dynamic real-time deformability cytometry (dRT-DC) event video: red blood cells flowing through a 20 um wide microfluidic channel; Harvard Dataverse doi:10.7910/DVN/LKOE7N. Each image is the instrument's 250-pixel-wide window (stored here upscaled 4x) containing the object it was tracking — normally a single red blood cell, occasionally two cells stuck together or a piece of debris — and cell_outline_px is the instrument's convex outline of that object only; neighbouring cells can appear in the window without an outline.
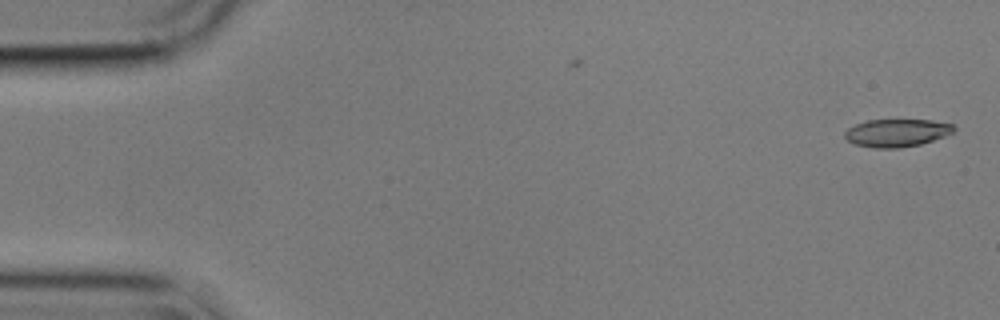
{"species": "common noctule bat (a hibernating species)", "species_latin": "Nyctalus noctula", "temperature_condition": "cold", "stored_images_in_passage": 8, "camera_frame_rate_fps": 3000, "um_per_image_px": 0.085, "animal": {"sex": "male", "body_mass_g": 17.9}, "frame": {"image": 1, "passage_image": 1, "time_ms": 0.0, "image_size_px": [1000, 320], "cell_outline_px": [[956, 128], [952, 132], [944, 136], [920, 144], [900, 148], [872, 148], [856, 144], [848, 140], [844, 136], [844, 132], [848, 128], [856, 124], [868, 120], [932, 120], [952, 124]], "centroid_in_image_um": [76.21, 11.29], "position_along_channel_um": 8.8, "area_um2": 17.51}}